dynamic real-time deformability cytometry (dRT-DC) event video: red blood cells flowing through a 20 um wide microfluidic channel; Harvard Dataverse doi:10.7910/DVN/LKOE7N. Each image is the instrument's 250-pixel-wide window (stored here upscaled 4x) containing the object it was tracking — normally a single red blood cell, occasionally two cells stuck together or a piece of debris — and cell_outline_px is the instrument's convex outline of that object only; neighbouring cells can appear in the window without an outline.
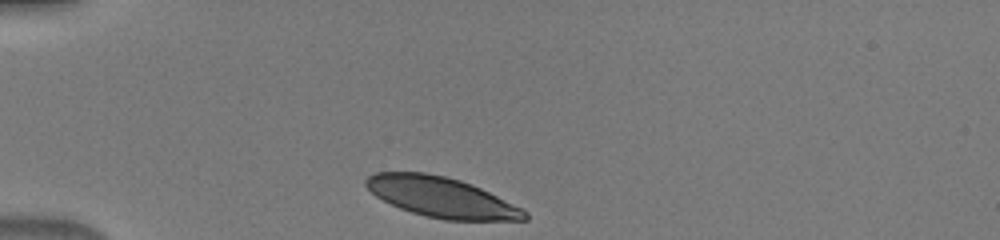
{"species": "human", "species_latin": "Homo sapiens", "temperature_condition": "warm", "stored_images_in_passage": 32, "camera_frame_rate_fps": 3000, "um_per_image_px": 0.085, "donor": {"sex": "male"}, "frame": {"image": 1, "passage_image": 1, "time_ms": 0.0, "image_size_px": [1000, 240], "cell_outline_px": [[528, 220], [444, 220], [424, 216], [400, 208], [376, 196], [364, 184], [364, 180], [368, 176], [376, 172], [424, 172], [444, 176], [460, 180], [472, 184], [524, 208], [528, 212]], "centroid_in_image_um": [37.56, 16.76], "position_along_channel_um": 47.4, "area_um2": 37.22}}
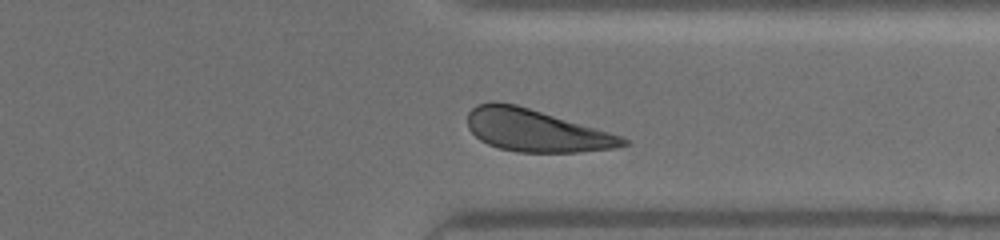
{"frame": {"image": 2, "passage_image": 27, "time_ms": 8.667, "image_size_px": [1000, 240], "cell_outline_px": [[628, 144], [616, 148], [580, 152], [516, 152], [500, 148], [488, 144], [480, 140], [468, 128], [468, 112], [476, 104], [492, 100], [496, 100], [516, 104], [596, 128], [620, 136], [628, 140]], "centroid_in_image_um": [45.5, 11.08], "position_along_channel_um": 365.9, "area_um2": 38.21}}
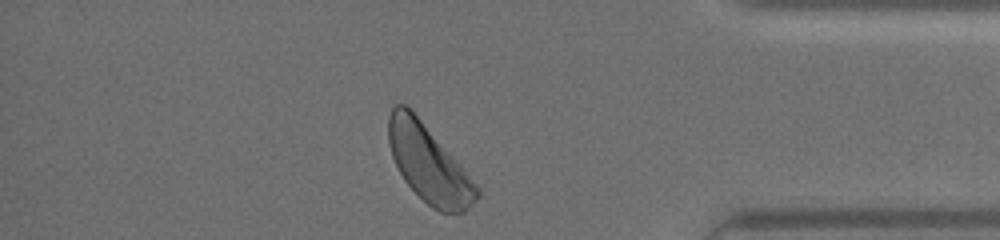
{"frame": {"image": 3, "passage_image": 31, "time_ms": 10.0, "image_size_px": [1000, 240], "cell_outline_px": [[480, 196], [464, 212], [440, 212], [432, 208], [404, 180], [392, 156], [388, 140], [388, 116], [392, 108], [396, 104], [404, 104], [420, 120], [460, 164], [480, 188]], "centroid_in_image_um": [36.44, 13.95], "position_along_channel_um": 398.8, "area_um2": 38.84}}